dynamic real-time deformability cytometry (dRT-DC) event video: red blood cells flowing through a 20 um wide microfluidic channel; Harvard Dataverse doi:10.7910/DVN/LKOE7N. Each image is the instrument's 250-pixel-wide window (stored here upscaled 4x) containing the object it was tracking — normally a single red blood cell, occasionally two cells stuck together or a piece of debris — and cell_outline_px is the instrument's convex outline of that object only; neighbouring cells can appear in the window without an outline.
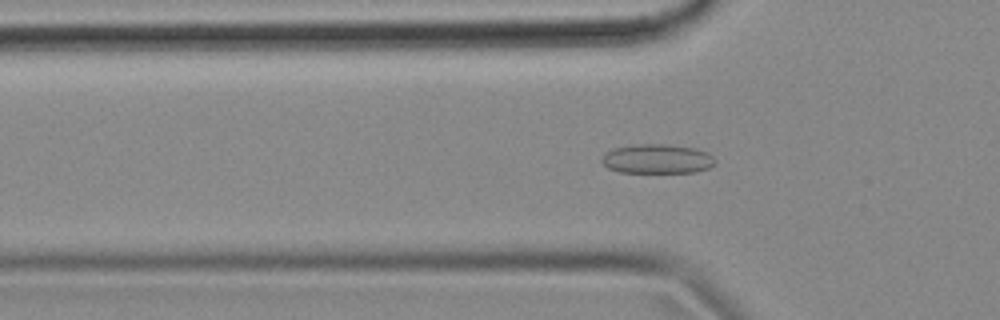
{"species": "common noctule bat (a hibernating species)", "species_latin": "Nyctalus noctula", "temperature_condition": "cold", "stored_images_in_passage": 54, "camera_frame_rate_fps": 3000, "um_per_image_px": 0.085, "animal": {"sex": "female", "body_mass_g": 18.4}, "frame": {"image": 1, "passage_image": 16, "time_ms": 5.0, "image_size_px": [1000, 320], "cell_outline_px": [[716, 164], [708, 168], [696, 172], [620, 172], [608, 168], [600, 160], [612, 148], [640, 144], [664, 144], [696, 148], [708, 152], [716, 160]], "centroid_in_image_um": [55.9, 13.5], "position_along_channel_um": 69.9, "area_um2": 19.36}}
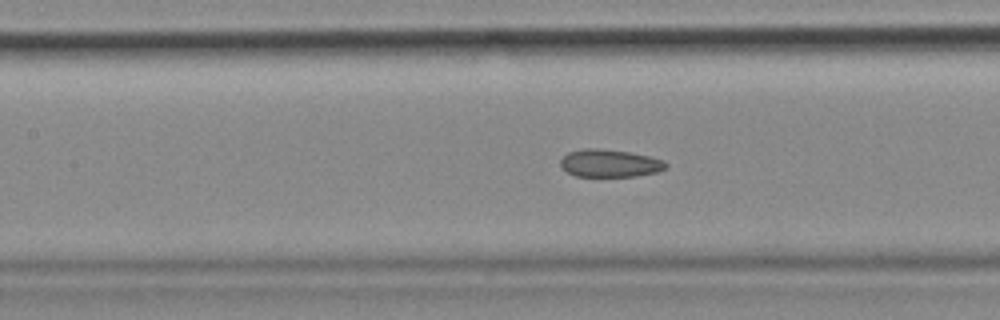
{"frame": {"image": 2, "passage_image": 23, "time_ms": 7.333, "image_size_px": [1000, 320], "cell_outline_px": [[668, 168], [656, 172], [636, 176], [576, 176], [568, 172], [560, 164], [560, 160], [568, 152], [580, 148], [600, 148], [632, 152], [664, 160], [668, 164]], "centroid_in_image_um": [51.85, 13.86], "position_along_channel_um": 155.6, "area_um2": 17.11}}
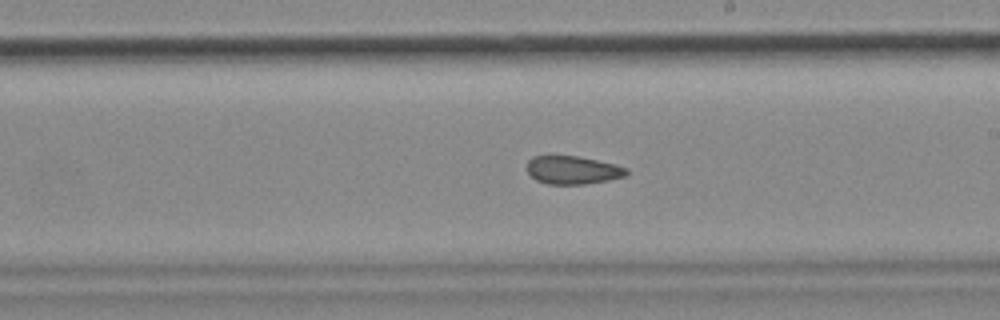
{"frame": {"image": 3, "passage_image": 30, "time_ms": 9.667, "image_size_px": [1000, 320], "cell_outline_px": [[628, 172], [624, 176], [608, 180], [584, 184], [548, 184], [536, 180], [528, 172], [528, 160], [532, 156], [576, 156], [616, 164], [628, 168]], "centroid_in_image_um": [48.69, 14.45], "position_along_channel_um": 240.3, "area_um2": 16.18}, "authors_computed_cell_mechanics": {"area_um2": 17.9469, "velocity_mm_per_s": 3.652, "shape_relaxation_time_tau1_ms": null, "shape_relaxation_time_tau2_ms": 2.2545, "deformation_change_tau1": null, "deformation_change_tau2": 0.0861}}